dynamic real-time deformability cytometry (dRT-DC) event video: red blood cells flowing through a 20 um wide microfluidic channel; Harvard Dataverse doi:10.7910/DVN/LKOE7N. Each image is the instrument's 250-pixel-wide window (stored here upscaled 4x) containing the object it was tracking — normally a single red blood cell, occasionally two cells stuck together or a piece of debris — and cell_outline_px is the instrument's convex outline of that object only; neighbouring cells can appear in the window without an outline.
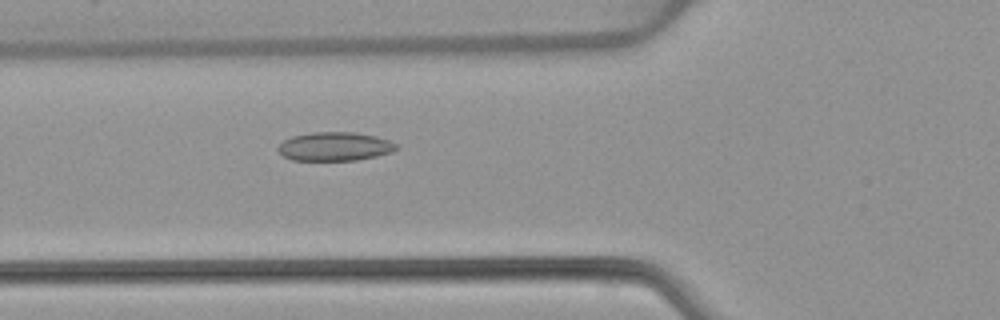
{"species": "common noctule bat (a hibernating species)", "species_latin": "Nyctalus noctula", "temperature_condition": "warm", "stored_images_in_passage": 53, "camera_frame_rate_fps": 3000, "um_per_image_px": 0.085, "animal": {"sex": "female", "body_mass_g": 22.7, "forearm_length_mm": 54.2}, "frame": {"image": 1, "passage_image": 20, "time_ms": 6.333, "image_size_px": [1000, 320], "cell_outline_px": [[400, 144], [392, 152], [376, 156], [356, 160], [292, 160], [284, 156], [276, 148], [284, 140], [292, 136], [312, 132], [352, 132], [376, 136]], "centroid_in_image_um": [28.46, 12.44], "position_along_channel_um": 97.3, "area_um2": 19.77}}
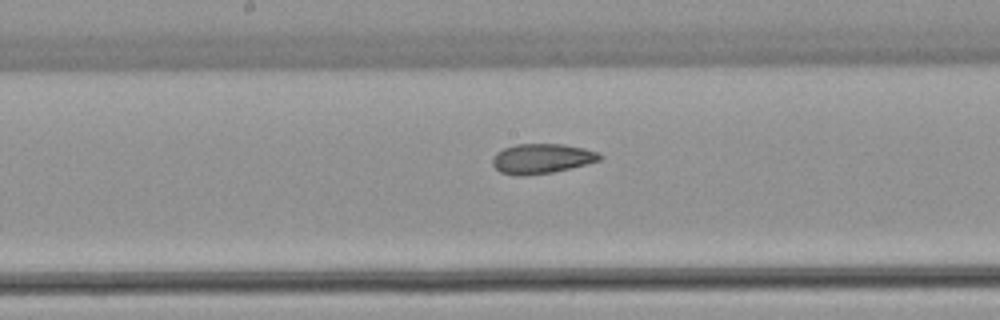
{"frame": {"image": 2, "passage_image": 28, "time_ms": 9.0, "image_size_px": [1000, 320], "cell_outline_px": [[604, 156], [600, 160], [552, 172], [528, 176], [516, 176], [500, 172], [492, 164], [492, 156], [496, 152], [504, 148], [516, 144], [564, 144], [584, 148], [596, 152]], "centroid_in_image_um": [46.0, 13.48], "position_along_channel_um": 202.2, "area_um2": 18.67}}
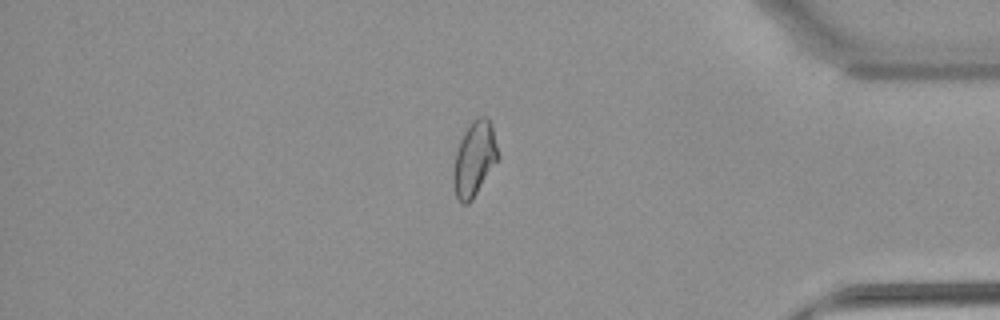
{"frame": {"image": 3, "passage_image": 45, "time_ms": 14.667, "image_size_px": [1000, 320], "cell_outline_px": [[500, 156], [472, 200], [468, 204], [464, 204], [456, 196], [452, 180], [452, 172], [456, 152], [460, 140], [472, 120], [480, 116], [484, 116], [492, 124]], "centroid_in_image_um": [40.32, 13.5], "position_along_channel_um": 394.9, "area_um2": 19.36}, "authors_computed_cell_mechanics": {"area_um2": 19.7676, "velocity_mm_per_s": 3.9181, "shape_relaxation_time_tau1_ms": null, "shape_relaxation_time_tau2_ms": 2.7041, "deformation_change_tau1": null, "deformation_change_tau2": 0.0751}}